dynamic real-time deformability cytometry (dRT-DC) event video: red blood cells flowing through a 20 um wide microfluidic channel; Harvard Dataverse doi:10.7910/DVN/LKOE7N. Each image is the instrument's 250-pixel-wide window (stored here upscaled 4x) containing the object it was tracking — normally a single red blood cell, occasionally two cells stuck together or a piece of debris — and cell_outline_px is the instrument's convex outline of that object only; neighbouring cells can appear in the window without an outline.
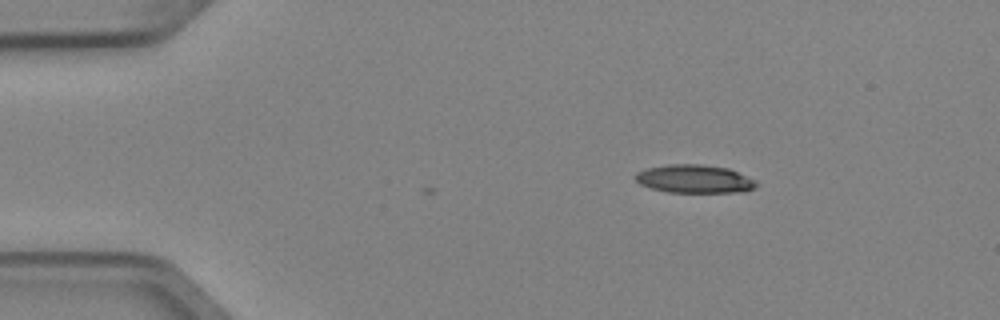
{"species": "Egyptian fruit bat (a non-hibernating species)", "species_latin": "Rousettus aegyptiacus", "temperature_condition": "cold", "stored_images_in_passage": 4, "camera_frame_rate_fps": 3000, "um_per_image_px": 0.085, "animal": {"sex": "female"}, "frame": {"image": 1, "passage_image": 4, "time_ms": 1.0, "image_size_px": [1000, 320], "cell_outline_px": [[760, 184], [756, 188], [744, 192], [668, 192], [652, 188], [640, 184], [632, 176], [636, 172], [648, 168], [668, 164], [700, 164], [728, 168], [756, 180]], "centroid_in_image_um": [59.05, 15.21], "position_along_channel_um": 25.9, "area_um2": 20.06}}